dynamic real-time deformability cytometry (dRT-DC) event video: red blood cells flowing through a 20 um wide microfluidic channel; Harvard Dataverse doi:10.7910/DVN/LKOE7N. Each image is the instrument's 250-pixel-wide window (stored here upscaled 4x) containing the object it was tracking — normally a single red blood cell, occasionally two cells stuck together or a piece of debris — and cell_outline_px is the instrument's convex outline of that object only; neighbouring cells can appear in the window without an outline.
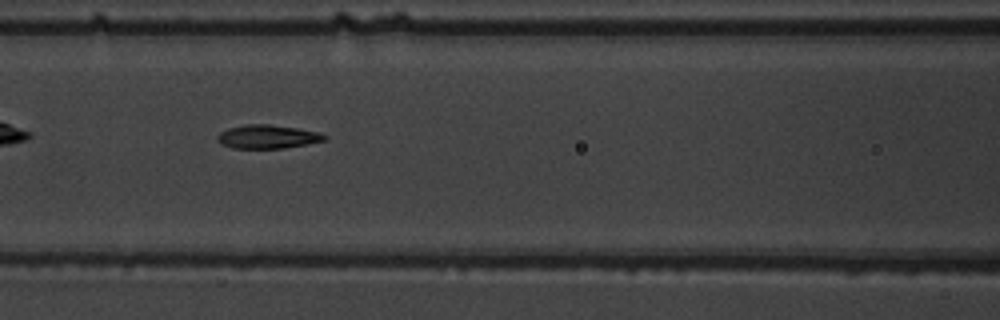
{"species": "common noctule bat (a hibernating species)", "species_latin": "Nyctalus noctula", "temperature_condition": "warm", "stored_images_in_passage": 39, "camera_frame_rate_fps": 3000, "um_per_image_px": 0.085, "animal": {"sex": "male", "body_mass_g": 19.5, "forearm_length_mm": 54.6}, "frame": {"image": 1, "passage_image": 9, "time_ms": 2.667, "image_size_px": [1000, 320], "cell_outline_px": [[328, 140], [308, 144], [284, 148], [232, 148], [220, 144], [216, 140], [216, 136], [220, 132], [228, 128], [244, 124], [268, 124], [296, 128], [316, 132], [328, 136]], "centroid_in_image_um": [22.71, 11.62], "position_along_channel_um": 143.9, "area_um2": 14.85}}
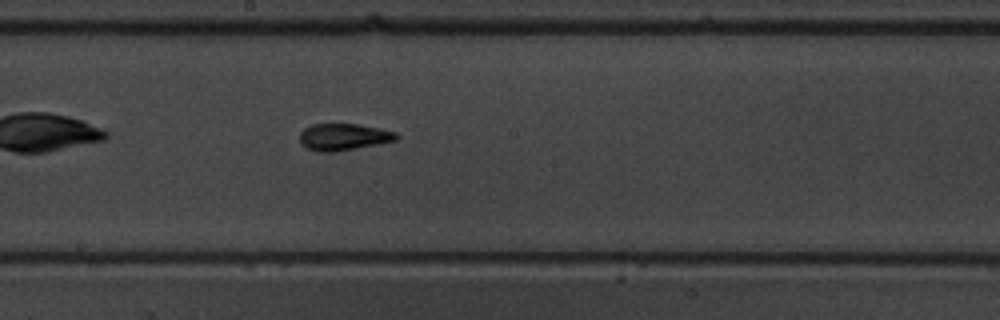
{"frame": {"image": 2, "passage_image": 15, "time_ms": 4.667, "image_size_px": [1000, 320], "cell_outline_px": [[400, 136], [396, 140], [336, 152], [320, 152], [308, 148], [300, 144], [300, 132], [304, 128], [312, 124], [356, 124], [396, 132]], "centroid_in_image_um": [29.17, 11.64], "position_along_channel_um": 219.0, "area_um2": 14.97}}
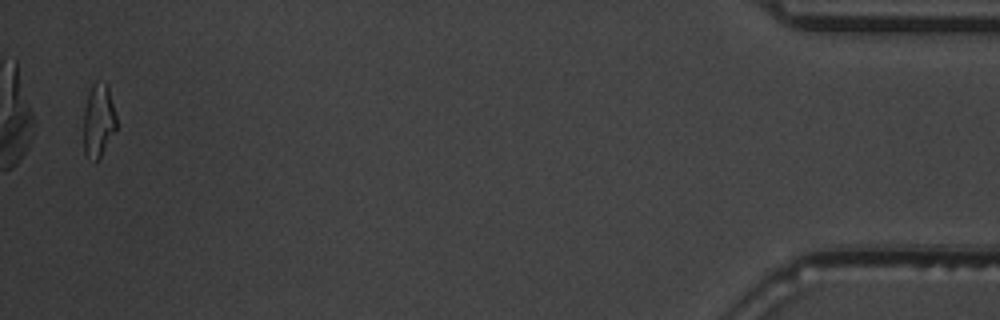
{"frame": {"image": 3, "passage_image": 38, "time_ms": 12.333, "image_size_px": [1000, 320], "cell_outline_px": [[116, 128], [100, 156], [96, 160], [84, 156], [84, 108], [88, 92], [92, 84], [96, 80], [104, 80], [108, 88], [116, 116]], "centroid_in_image_um": [8.35, 10.18], "position_along_channel_um": 426.9, "area_um2": 13.93}, "authors_computed_cell_mechanics": {"area_um2": 14.6812, "velocity_mm_per_s": 3.7674, "shape_relaxation_time_tau1_ms": 4.3695, "shape_relaxation_time_tau2_ms": 1.5781, "deformation_change_tau1": 0.1952, "deformation_change_tau2": 0.0994}}